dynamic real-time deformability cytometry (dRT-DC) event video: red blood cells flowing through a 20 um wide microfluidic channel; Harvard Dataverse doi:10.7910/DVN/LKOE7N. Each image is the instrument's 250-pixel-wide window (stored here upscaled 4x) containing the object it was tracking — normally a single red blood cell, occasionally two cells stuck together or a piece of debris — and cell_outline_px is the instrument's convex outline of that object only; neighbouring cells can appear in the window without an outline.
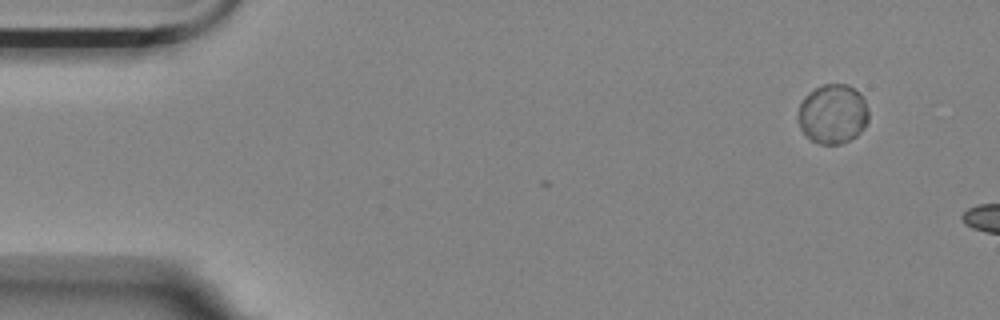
{"species": "Egyptian fruit bat (a non-hibernating species)", "species_latin": "Rousettus aegyptiacus", "temperature_condition": "room temperature", "stored_images_in_passage": 2, "camera_frame_rate_fps": 3000, "um_per_image_px": 0.085, "animal": {"sex": "female"}, "frame": {"image": 1, "passage_image": 2, "time_ms": 1.0, "image_size_px": [1000, 320], "cell_outline_px": [[868, 120], [864, 128], [856, 136], [840, 144], [820, 144], [812, 140], [800, 128], [800, 104], [804, 96], [816, 88], [824, 84], [844, 84], [852, 88], [864, 100], [868, 108]], "centroid_in_image_um": [70.8, 9.7], "position_along_channel_um": 14.2, "area_um2": 23.93}}